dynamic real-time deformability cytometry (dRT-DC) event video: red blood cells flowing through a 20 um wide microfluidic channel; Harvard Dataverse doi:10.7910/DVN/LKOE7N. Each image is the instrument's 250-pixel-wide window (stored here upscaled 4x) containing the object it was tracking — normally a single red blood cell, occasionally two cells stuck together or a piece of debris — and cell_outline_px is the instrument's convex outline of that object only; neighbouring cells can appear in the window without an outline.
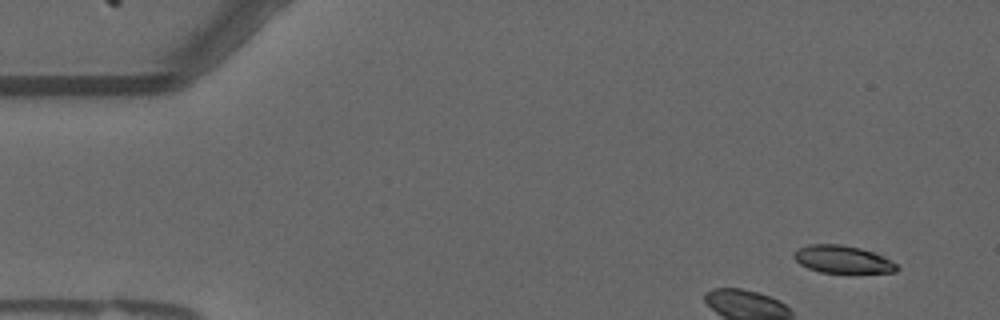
{"species": "common noctule bat (a hibernating species)", "species_latin": "Nyctalus noctula", "temperature_condition": "warm", "stored_images_in_passage": 11, "camera_frame_rate_fps": 3000, "um_per_image_px": 0.085, "animal": {"sex": "male", "forearm_length_mm": 52.5}, "frame": {"image": 1, "passage_image": 1, "time_ms": 0.0, "image_size_px": [1000, 320], "cell_outline_px": [[900, 268], [896, 272], [820, 272], [808, 268], [800, 264], [792, 256], [792, 252], [808, 244], [840, 244], [860, 248], [872, 252], [896, 264]], "centroid_in_image_um": [71.56, 22.04], "position_along_channel_um": 13.4, "area_um2": 16.24}}